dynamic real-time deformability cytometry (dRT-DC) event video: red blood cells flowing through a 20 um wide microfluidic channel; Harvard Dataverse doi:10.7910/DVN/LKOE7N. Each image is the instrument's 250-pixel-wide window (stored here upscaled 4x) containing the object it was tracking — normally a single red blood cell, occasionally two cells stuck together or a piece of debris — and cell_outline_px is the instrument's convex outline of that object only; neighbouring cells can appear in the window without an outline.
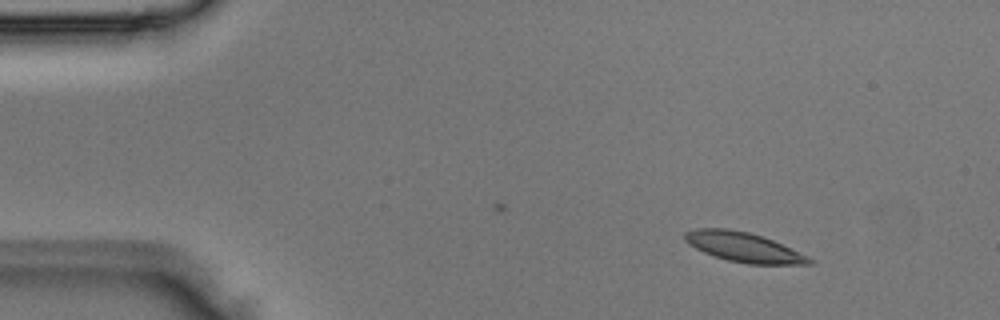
{"species": "Egyptian fruit bat (a non-hibernating species)", "species_latin": "Rousettus aegyptiacus", "temperature_condition": "room temperature", "stored_images_in_passage": 5, "segment_of_instrument_passage": [1, 2], "camera_frame_rate_fps": 3000, "um_per_image_px": 0.085, "animal": {"sex": "male"}, "frame": {"image": 1, "passage_image": 2, "time_ms": 0.333, "image_size_px": [1000, 320], "cell_outline_px": [[812, 264], [748, 264], [728, 260], [704, 252], [688, 244], [684, 240], [684, 232], [696, 228], [728, 228], [748, 232], [772, 240], [808, 256], [812, 260]], "centroid_in_image_um": [63.16, 21.0], "position_along_channel_um": 21.8, "area_um2": 21.21}}
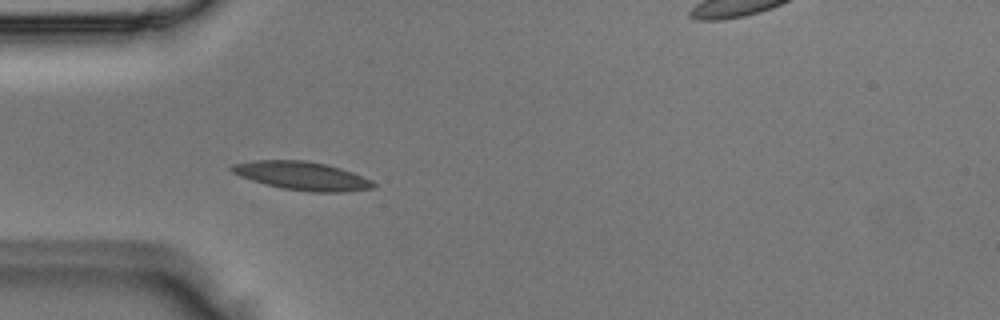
{"frame": {"image": 2, "passage_image": 4, "time_ms": 1.0, "image_size_px": [1000, 320], "cell_outline_px": [[376, 188], [344, 192], [312, 192], [280, 188], [264, 184], [240, 176], [232, 172], [228, 168], [232, 164], [256, 160], [304, 160], [324, 164], [340, 168], [352, 172], [372, 180], [376, 184]], "centroid_in_image_um": [25.68, 14.95], "position_along_channel_um": 59.3, "area_um2": 23.52}}